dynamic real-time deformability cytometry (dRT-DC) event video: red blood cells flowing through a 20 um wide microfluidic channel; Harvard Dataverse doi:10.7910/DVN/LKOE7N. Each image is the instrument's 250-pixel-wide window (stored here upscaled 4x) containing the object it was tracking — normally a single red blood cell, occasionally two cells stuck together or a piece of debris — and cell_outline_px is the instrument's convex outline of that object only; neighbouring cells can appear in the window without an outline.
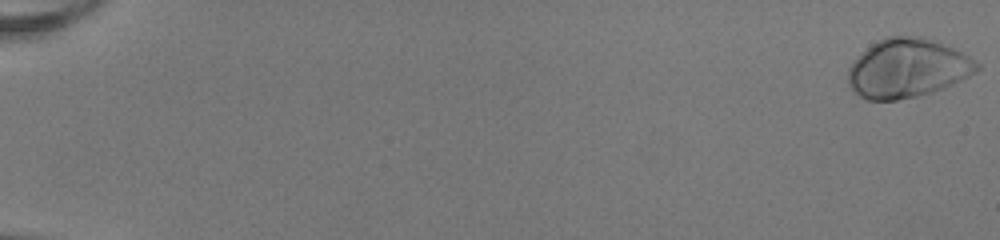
{"species": "human", "species_latin": "Homo sapiens", "temperature_condition": "room temperature", "stored_images_in_passage": 53, "camera_frame_rate_fps": 3000, "um_per_image_px": 0.085, "donor": {"sex": "female"}, "frame": {"image": 1, "passage_image": 1, "time_ms": 0.0, "image_size_px": [1000, 240], "cell_outline_px": [[980, 68], [976, 72], [952, 84], [916, 96], [896, 100], [868, 100], [860, 96], [848, 84], [848, 68], [872, 44], [884, 36], [920, 36], [956, 48], [976, 60], [980, 64]], "centroid_in_image_um": [77.15, 5.78], "position_along_channel_um": 7.8, "area_um2": 43.75}}
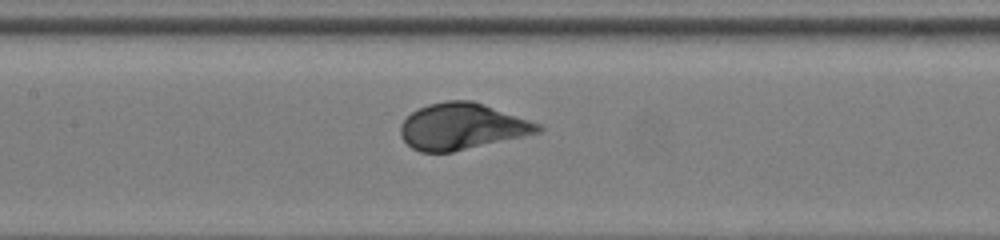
{"frame": {"image": 2, "passage_image": 28, "time_ms": 9.0, "image_size_px": [1000, 240], "cell_outline_px": [[544, 128], [540, 132], [524, 136], [452, 152], [420, 152], [412, 148], [400, 136], [400, 124], [412, 112], [428, 104], [448, 100], [472, 100], [484, 104], [540, 124]], "centroid_in_image_um": [39.25, 10.75], "position_along_channel_um": 168.1, "area_um2": 36.88}}
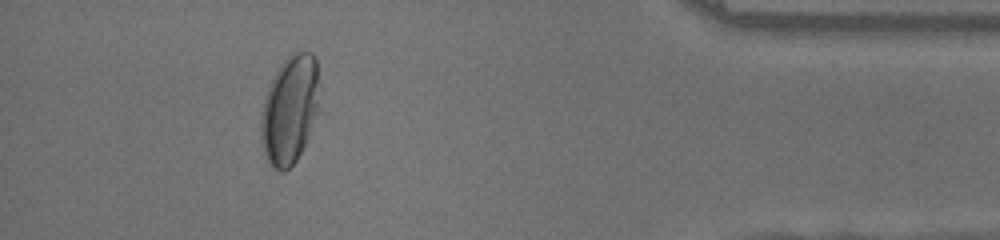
{"frame": {"image": 3, "passage_image": 49, "time_ms": 16.0, "image_size_px": [1000, 240], "cell_outline_px": [[328, 112], [296, 160], [284, 172], [280, 172], [272, 168], [268, 164], [264, 152], [260, 132], [260, 120], [264, 100], [268, 88], [280, 64], [296, 48], [312, 52], [316, 56]], "centroid_in_image_um": [24.83, 9.29], "position_along_channel_um": 410.4, "area_um2": 40.52}, "authors_computed_cell_mechanics": {"area_um2": 38.0324, "velocity_mm_per_s": 4.0171, "shape_relaxation_time_tau1_ms": 2.2568, "shape_relaxation_time_tau2_ms": null, "deformation_change_tau1": 0.1546, "deformation_change_tau2": null}}